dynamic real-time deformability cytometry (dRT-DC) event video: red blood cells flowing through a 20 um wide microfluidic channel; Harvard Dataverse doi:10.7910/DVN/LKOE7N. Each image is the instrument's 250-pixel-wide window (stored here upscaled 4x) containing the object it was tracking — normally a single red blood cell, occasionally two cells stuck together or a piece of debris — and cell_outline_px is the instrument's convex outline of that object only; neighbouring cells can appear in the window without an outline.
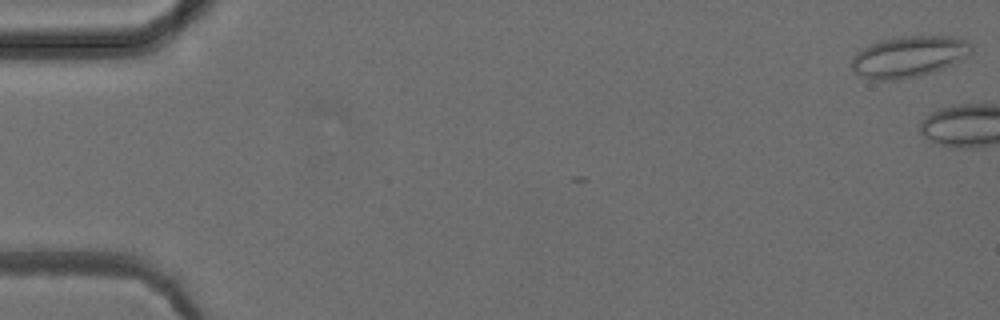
{"species": "common noctule bat (a hibernating species)", "species_latin": "Nyctalus noctula", "temperature_condition": "cold", "stored_images_in_passage": 5, "camera_frame_rate_fps": 3000, "um_per_image_px": 0.085, "animal": {"sex": "female", "body_mass_g": 24.6, "forearm_length_mm": 56.2}, "frame": {"image": 1, "passage_image": 1, "time_ms": 0.0, "image_size_px": [1000, 320], "cell_outline_px": [[972, 52], [952, 64], [944, 68], [932, 72], [916, 76], [896, 80], [876, 80], [864, 76], [856, 72], [852, 68], [852, 56], [868, 44], [880, 40], [904, 36], [956, 36], [968, 40], [972, 44]], "centroid_in_image_um": [77.27, 4.79], "position_along_channel_um": 7.7, "area_um2": 28.67}}